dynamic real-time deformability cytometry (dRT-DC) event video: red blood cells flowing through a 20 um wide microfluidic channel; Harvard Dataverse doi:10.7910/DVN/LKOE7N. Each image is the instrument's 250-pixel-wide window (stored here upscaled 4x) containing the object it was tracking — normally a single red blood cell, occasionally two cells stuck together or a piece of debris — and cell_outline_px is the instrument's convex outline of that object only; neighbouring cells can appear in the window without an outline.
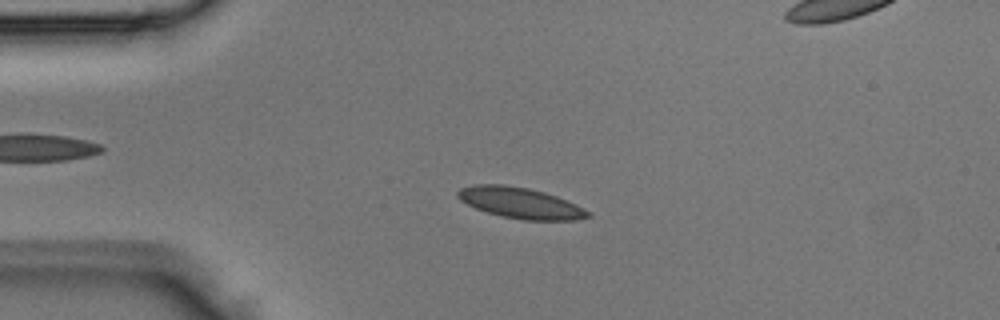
{"species": "Egyptian fruit bat (a non-hibernating species)", "species_latin": "Rousettus aegyptiacus", "temperature_condition": "room temperature", "stored_images_in_passage": 3, "camera_frame_rate_fps": 3000, "um_per_image_px": 0.085, "animal": {"sex": "male"}, "frame": {"image": 1, "passage_image": 2, "time_ms": 0.333, "image_size_px": [1000, 320], "cell_outline_px": [[592, 216], [576, 220], [524, 220], [500, 216], [476, 208], [460, 200], [456, 196], [456, 192], [460, 188], [472, 184], [504, 184], [528, 188], [544, 192], [556, 196], [576, 204], [592, 212]], "centroid_in_image_um": [44.23, 17.24], "position_along_channel_um": 40.8, "area_um2": 23.58}}